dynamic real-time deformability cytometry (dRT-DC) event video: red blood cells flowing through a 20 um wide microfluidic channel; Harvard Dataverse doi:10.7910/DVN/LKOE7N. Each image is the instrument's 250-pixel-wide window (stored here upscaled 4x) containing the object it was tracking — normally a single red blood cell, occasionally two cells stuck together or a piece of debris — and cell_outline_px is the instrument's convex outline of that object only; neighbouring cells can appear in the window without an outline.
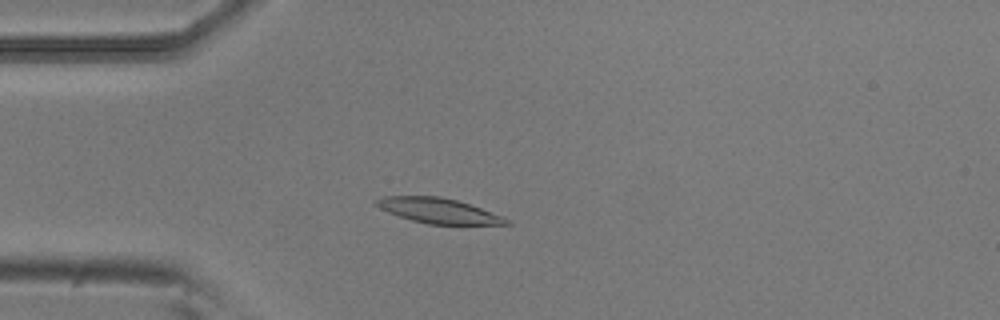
{"species": "common noctule bat (a hibernating species)", "species_latin": "Nyctalus noctula", "temperature_condition": "room temperature", "stored_images_in_passage": 46, "camera_frame_rate_fps": 3000, "um_per_image_px": 0.085, "animal": {"sex": "male", "body_mass_g": 20.5, "forearm_length_mm": 52.5}, "frame": {"image": 1, "passage_image": 13, "time_ms": 4.0, "image_size_px": [1000, 320], "cell_outline_px": [[512, 224], [428, 224], [412, 220], [388, 212], [372, 204], [376, 200], [384, 196], [440, 196], [456, 200], [504, 216], [512, 220]], "centroid_in_image_um": [37.28, 17.91], "position_along_channel_um": 47.7, "area_um2": 18.9}}
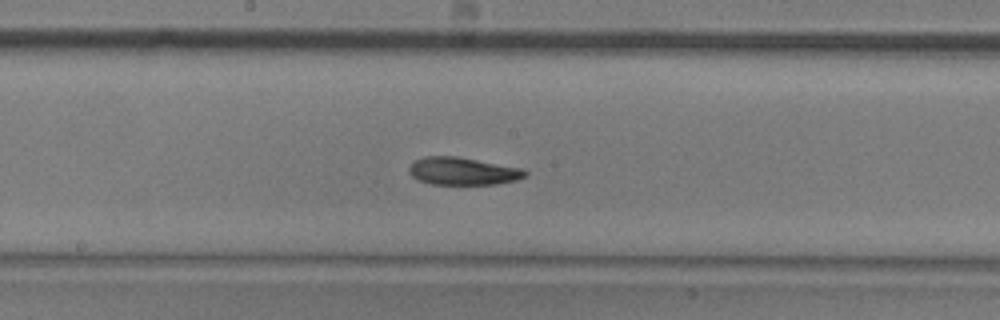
{"frame": {"image": 2, "passage_image": 27, "time_ms": 8.667, "image_size_px": [1000, 320], "cell_outline_px": [[528, 172], [524, 176], [516, 180], [496, 184], [432, 184], [416, 180], [408, 172], [408, 168], [416, 160], [424, 156], [456, 156], [524, 168]], "centroid_in_image_um": [39.33, 14.54], "position_along_channel_um": 208.9, "area_um2": 18.73}}
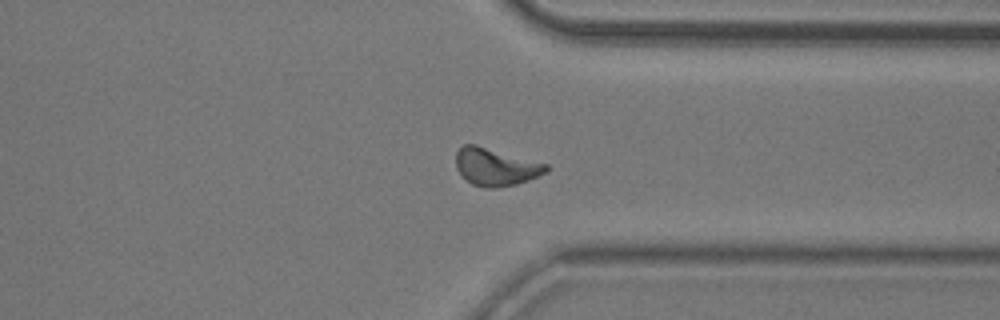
{"frame": {"image": 3, "passage_image": 40, "time_ms": 13.0, "image_size_px": [1000, 320], "cell_outline_px": [[548, 172], [528, 180], [516, 184], [496, 188], [484, 188], [472, 184], [456, 168], [456, 152], [464, 144], [476, 144], [548, 164]], "centroid_in_image_um": [42.14, 14.18], "position_along_channel_um": 369.3, "area_um2": 19.71}}